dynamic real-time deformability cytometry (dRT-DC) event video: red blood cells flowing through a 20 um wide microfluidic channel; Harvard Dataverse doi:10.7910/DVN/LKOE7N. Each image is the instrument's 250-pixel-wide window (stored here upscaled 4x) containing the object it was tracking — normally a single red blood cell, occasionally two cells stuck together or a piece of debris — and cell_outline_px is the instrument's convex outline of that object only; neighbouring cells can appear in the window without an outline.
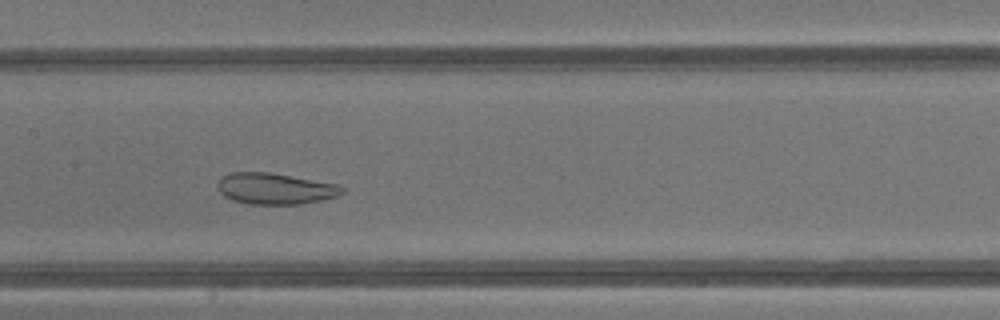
{"species": "common noctule bat (a hibernating species)", "species_latin": "Nyctalus noctula", "temperature_condition": "warm", "stored_images_in_passage": 29, "camera_frame_rate_fps": 3000, "um_per_image_px": 0.085, "animal": {"sex": "male", "body_mass_g": 13.3}, "frame": {"image": 1, "passage_image": 8, "time_ms": 2.333, "image_size_px": [1000, 320], "cell_outline_px": [[344, 192], [340, 196], [300, 204], [248, 204], [232, 200], [224, 196], [220, 192], [216, 184], [220, 176], [232, 172], [268, 172], [340, 184], [344, 188]], "centroid_in_image_um": [23.39, 16.03], "position_along_channel_um": 184.0, "area_um2": 22.89}}
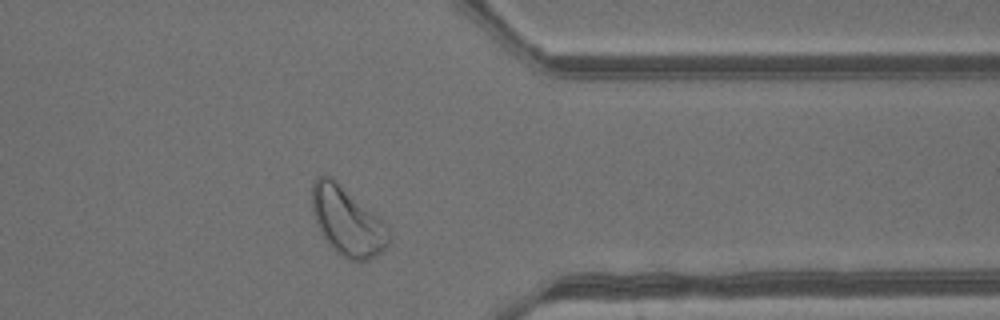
{"frame": {"image": 2, "passage_image": 21, "time_ms": 6.667, "image_size_px": [1000, 320], "cell_outline_px": [[392, 240], [388, 248], [376, 256], [368, 260], [348, 260], [340, 256], [324, 240], [316, 224], [312, 212], [312, 184], [316, 176], [328, 176], [336, 180], [388, 224], [392, 232]], "centroid_in_image_um": [29.56, 18.84], "position_along_channel_um": 381.8, "area_um2": 31.44}}
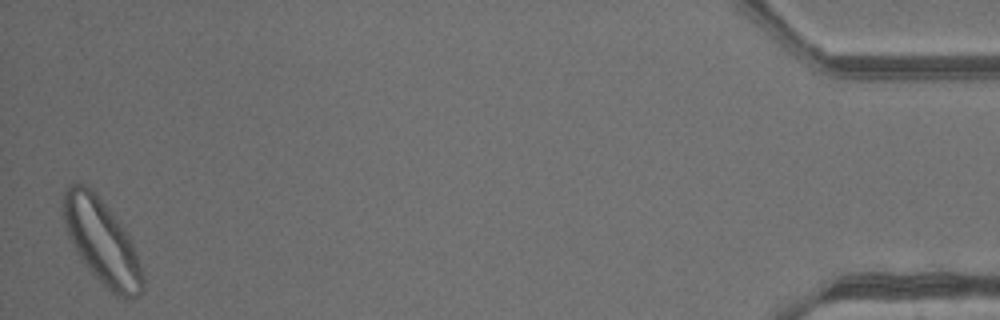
{"frame": {"image": 3, "passage_image": 29, "time_ms": 9.333, "image_size_px": [1000, 320], "cell_outline_px": [[144, 288], [140, 296], [124, 300], [116, 296], [88, 268], [76, 252], [68, 236], [60, 208], [64, 192], [68, 184], [76, 180], [80, 180], [96, 192], [124, 228], [132, 244], [140, 264], [144, 276]], "centroid_in_image_um": [8.62, 20.49], "position_along_channel_um": 426.6, "area_um2": 39.59}, "authors_computed_cell_mechanics": {"area_um2": 25.8366, "velocity_mm_per_s": 4.7965, "shape_relaxation_time_tau1_ms": null, "shape_relaxation_time_tau2_ms": 1.8509, "deformation_change_tau1": null, "deformation_change_tau2": 0.0707}}